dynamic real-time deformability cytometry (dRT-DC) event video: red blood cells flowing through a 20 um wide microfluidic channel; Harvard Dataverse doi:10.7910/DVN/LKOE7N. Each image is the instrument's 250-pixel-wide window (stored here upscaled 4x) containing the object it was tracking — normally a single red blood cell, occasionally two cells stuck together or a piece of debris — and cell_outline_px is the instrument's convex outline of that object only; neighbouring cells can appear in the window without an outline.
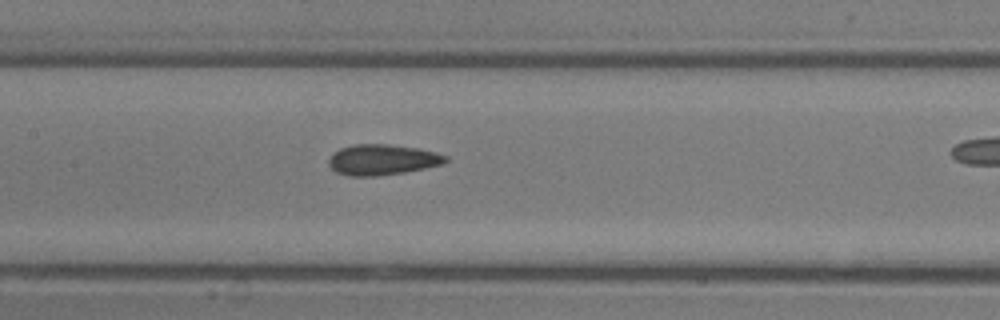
{"species": "common noctule bat (a hibernating species)", "species_latin": "Nyctalus noctula", "temperature_condition": "room temperature", "stored_images_in_passage": 27, "camera_frame_rate_fps": 3000, "um_per_image_px": 0.085, "animal": {"sex": "male", "body_mass_g": 13.3}, "frame": {"image": 1, "passage_image": 16, "time_ms": 5.0, "image_size_px": [1000, 320], "cell_outline_px": [[448, 160], [440, 164], [424, 168], [404, 172], [376, 176], [352, 176], [336, 172], [328, 164], [328, 160], [340, 148], [356, 144], [384, 144], [416, 148], [432, 152], [444, 156]], "centroid_in_image_um": [32.44, 13.58], "position_along_channel_um": 175.0, "area_um2": 20.29}}
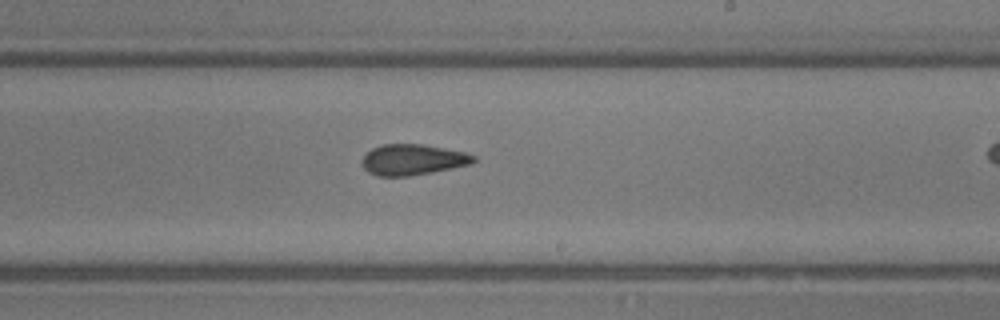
{"frame": {"image": 2, "passage_image": 20, "time_ms": 6.333, "image_size_px": [1000, 320], "cell_outline_px": [[476, 160], [472, 164], [412, 176], [376, 176], [368, 172], [364, 168], [364, 156], [372, 148], [384, 144], [420, 144], [464, 152], [476, 156]], "centroid_in_image_um": [35.1, 13.58], "position_along_channel_um": 253.9, "area_um2": 19.83}}